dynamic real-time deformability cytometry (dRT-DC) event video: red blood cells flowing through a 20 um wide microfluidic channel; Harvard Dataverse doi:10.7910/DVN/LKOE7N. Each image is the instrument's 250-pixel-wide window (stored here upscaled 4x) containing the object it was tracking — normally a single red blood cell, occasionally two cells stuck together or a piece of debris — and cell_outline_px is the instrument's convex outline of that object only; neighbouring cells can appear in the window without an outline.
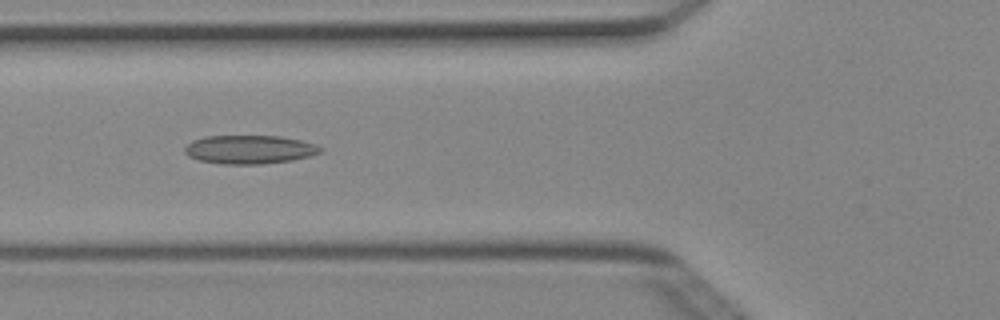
{"species": "Egyptian fruit bat (a non-hibernating species)", "species_latin": "Rousettus aegyptiacus", "temperature_condition": "cold", "stored_images_in_passage": 6, "camera_frame_rate_fps": 3000, "um_per_image_px": 0.085, "animal": {"sex": "female"}, "frame": {"image": 1, "passage_image": 6, "time_ms": 1.667, "image_size_px": [1000, 320], "cell_outline_px": [[324, 152], [312, 156], [292, 160], [260, 164], [224, 164], [200, 160], [188, 156], [184, 152], [184, 148], [192, 140], [204, 136], [280, 136], [300, 140], [316, 144], [324, 148]], "centroid_in_image_um": [21.25, 12.7], "position_along_channel_um": 104.5, "area_um2": 22.77}}